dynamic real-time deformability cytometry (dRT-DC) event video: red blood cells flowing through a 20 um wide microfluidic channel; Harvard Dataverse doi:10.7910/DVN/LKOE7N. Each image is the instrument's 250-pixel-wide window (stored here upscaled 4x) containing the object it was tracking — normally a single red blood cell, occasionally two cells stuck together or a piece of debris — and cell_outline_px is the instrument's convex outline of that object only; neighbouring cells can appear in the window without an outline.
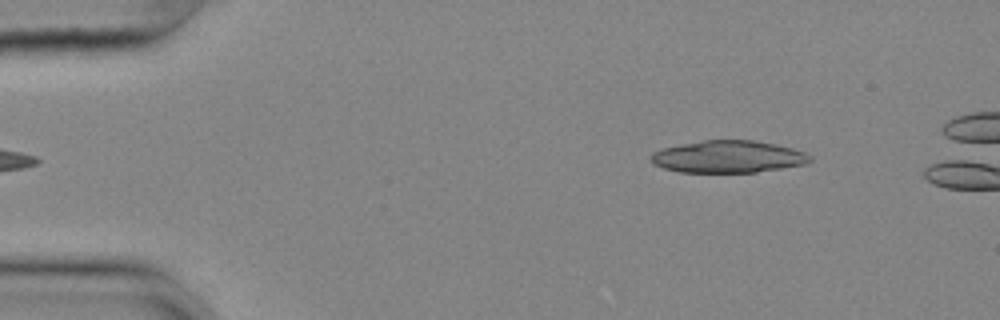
{"species": "common noctule bat (a hibernating species)", "species_latin": "Nyctalus noctula", "temperature_condition": "cold", "stored_images_in_passage": 33, "camera_frame_rate_fps": 3000, "um_per_image_px": 0.085, "animal": {"sex": "female", "body_mass_g": 25.1}, "frame": {"image": 1, "passage_image": 1, "time_ms": 0.0, "image_size_px": [1000, 320], "cell_outline_px": [[812, 160], [808, 164], [756, 172], [680, 172], [664, 168], [652, 164], [652, 152], [660, 148], [680, 144], [704, 140], [752, 140], [776, 144], [792, 148], [804, 152], [812, 156]], "centroid_in_image_um": [61.9, 13.32], "position_along_channel_um": 23.1, "area_um2": 29.94}}